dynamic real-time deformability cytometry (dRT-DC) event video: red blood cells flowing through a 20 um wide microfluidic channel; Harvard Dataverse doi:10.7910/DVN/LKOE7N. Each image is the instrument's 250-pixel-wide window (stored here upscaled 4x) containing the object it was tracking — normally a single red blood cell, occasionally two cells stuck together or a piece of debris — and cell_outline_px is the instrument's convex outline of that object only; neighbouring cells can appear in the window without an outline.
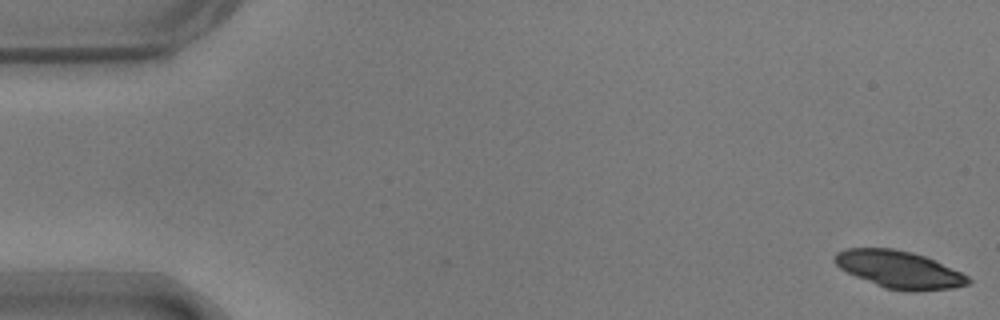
{"species": "common noctule bat (a hibernating species)", "species_latin": "Nyctalus noctula", "temperature_condition": "warm", "stored_images_in_passage": 54, "camera_frame_rate_fps": 3000, "um_per_image_px": 0.085, "animal": {"sex": "male", "body_mass_g": 17.9}, "frame": {"image": 1, "passage_image": 1, "time_ms": 0.0, "image_size_px": [1000, 320], "cell_outline_px": [[972, 280], [968, 284], [952, 288], [916, 292], [908, 292], [884, 288], [856, 276], [840, 268], [836, 264], [836, 252], [848, 248], [892, 248], [912, 252], [936, 260], [968, 276]], "centroid_in_image_um": [76.47, 22.92], "position_along_channel_um": 8.5, "area_um2": 28.96}}
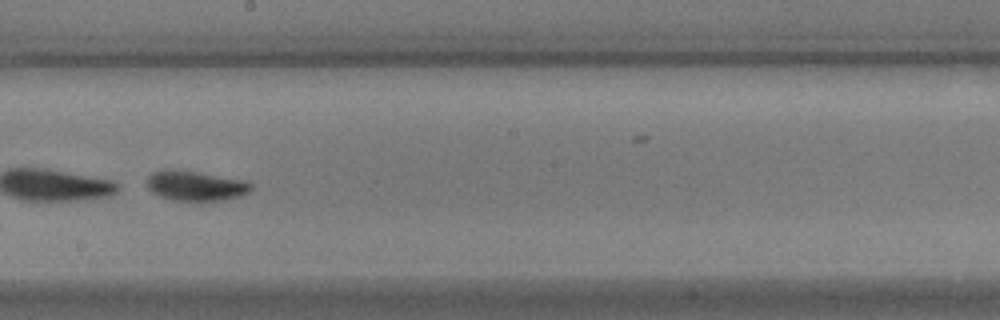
{"frame": {"image": 2, "passage_image": 31, "time_ms": 10.0, "image_size_px": [1000, 320], "cell_outline_px": [[252, 188], [248, 192], [240, 196], [224, 200], [172, 200], [160, 196], [152, 192], [148, 188], [148, 176], [152, 172], [164, 168], [172, 168], [196, 172], [240, 180], [252, 184]], "centroid_in_image_um": [16.56, 15.78], "position_along_channel_um": 231.6, "area_um2": 17.92}}